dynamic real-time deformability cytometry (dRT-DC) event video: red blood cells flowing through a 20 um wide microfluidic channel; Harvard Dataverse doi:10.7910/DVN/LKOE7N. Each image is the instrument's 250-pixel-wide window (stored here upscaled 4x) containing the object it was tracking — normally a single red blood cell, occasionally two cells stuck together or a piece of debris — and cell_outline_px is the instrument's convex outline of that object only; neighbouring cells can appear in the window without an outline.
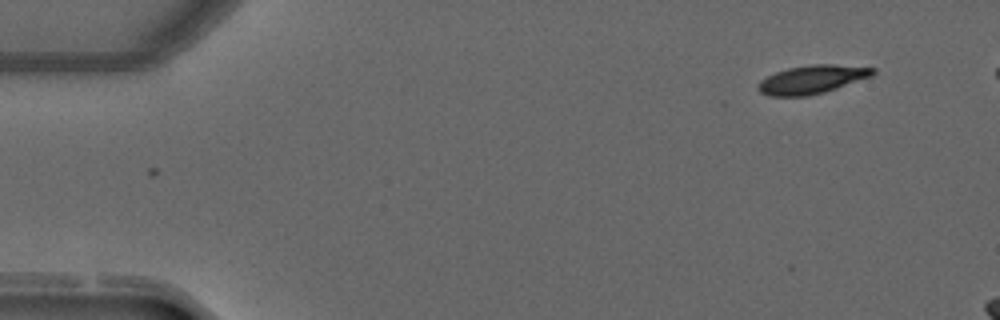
{"species": "common noctule bat (a hibernating species)", "species_latin": "Nyctalus noctula", "temperature_condition": "warm", "stored_images_in_passage": 6, "camera_frame_rate_fps": 3000, "um_per_image_px": 0.085, "animal": {"sex": "male", "forearm_length_mm": 52.5}, "frame": {"image": 1, "passage_image": 1, "time_ms": 0.0, "image_size_px": [1000, 320], "cell_outline_px": [[876, 72], [872, 76], [824, 92], [808, 96], [768, 96], [760, 92], [756, 88], [756, 84], [760, 80], [776, 72], [788, 68], [812, 64], [832, 64], [876, 68]], "centroid_in_image_um": [68.99, 6.75], "position_along_channel_um": 16.0, "area_um2": 19.02}}